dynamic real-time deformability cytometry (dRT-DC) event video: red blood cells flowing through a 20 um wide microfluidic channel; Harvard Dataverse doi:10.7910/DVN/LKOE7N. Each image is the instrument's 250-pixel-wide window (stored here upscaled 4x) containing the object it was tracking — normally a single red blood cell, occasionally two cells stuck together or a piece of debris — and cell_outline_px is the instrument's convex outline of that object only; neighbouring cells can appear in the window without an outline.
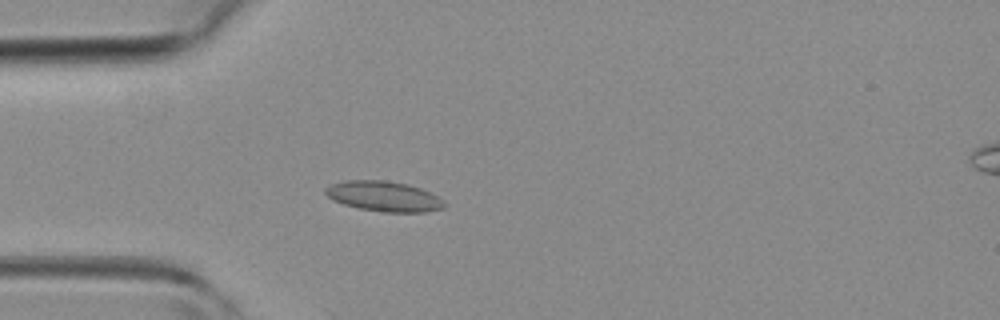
{"species": "common noctule bat (a hibernating species)", "species_latin": "Nyctalus noctula", "temperature_condition": "room temperature", "stored_images_in_passage": 42, "camera_frame_rate_fps": 3000, "um_per_image_px": 0.085, "animal": {"sex": "female", "body_mass_g": 19.3, "forearm_length_mm": 54.1}, "frame": {"image": 1, "passage_image": 10, "time_ms": 3.0, "image_size_px": [1000, 320], "cell_outline_px": [[444, 208], [424, 212], [384, 212], [360, 208], [344, 204], [332, 200], [324, 192], [324, 188], [328, 184], [344, 180], [384, 180], [408, 184], [420, 188], [444, 200]], "centroid_in_image_um": [32.58, 16.67], "position_along_channel_um": 52.4, "area_um2": 20.92}}
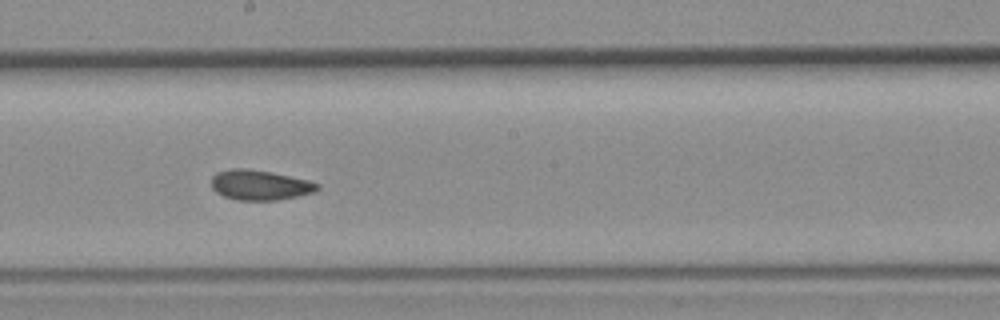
{"frame": {"image": 2, "passage_image": 22, "time_ms": 7.0, "image_size_px": [1000, 320], "cell_outline_px": [[320, 188], [316, 192], [276, 200], [236, 200], [224, 196], [216, 192], [212, 188], [212, 176], [216, 172], [232, 168], [248, 168], [272, 172], [308, 180], [320, 184]], "centroid_in_image_um": [22.09, 15.72], "position_along_channel_um": 226.1, "area_um2": 18.67}}
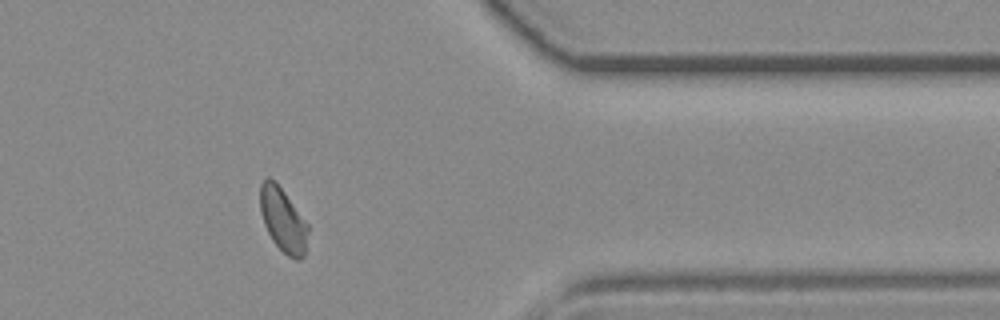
{"frame": {"image": 3, "passage_image": 34, "time_ms": 11.0, "image_size_px": [1000, 320], "cell_outline_px": [[308, 232], [304, 256], [300, 260], [296, 260], [288, 256], [272, 240], [264, 224], [260, 212], [260, 184], [268, 176], [276, 180], [308, 224]], "centroid_in_image_um": [24.05, 18.67], "position_along_channel_um": 387.4, "area_um2": 17.92}}